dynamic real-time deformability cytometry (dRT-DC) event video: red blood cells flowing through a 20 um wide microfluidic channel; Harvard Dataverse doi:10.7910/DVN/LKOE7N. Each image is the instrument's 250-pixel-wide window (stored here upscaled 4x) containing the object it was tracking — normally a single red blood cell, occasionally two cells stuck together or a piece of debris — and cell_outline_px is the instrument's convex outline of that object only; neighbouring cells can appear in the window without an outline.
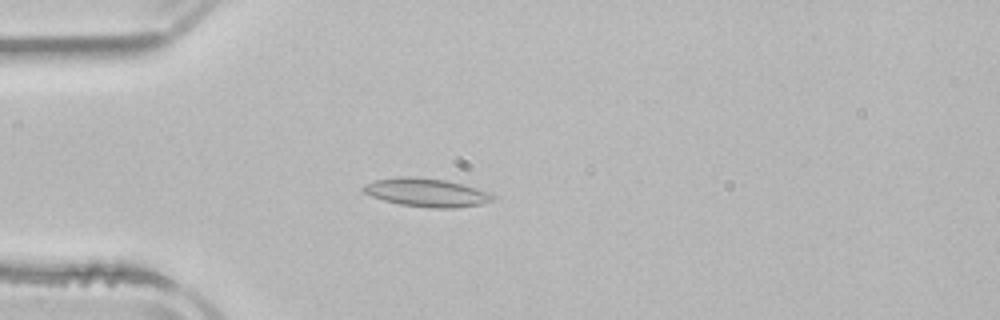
{"species": "common noctule bat (a hibernating species)", "species_latin": "Nyctalus noctula", "temperature_condition": "room temperature", "stored_images_in_passage": 2, "camera_frame_rate_fps": 3000, "um_per_image_px": 0.085, "animal": {"sex": "male", "body_mass_g": 21.5, "forearm_length_mm": 52.0}, "frame": {"image": 1, "passage_image": 2, "time_ms": 2.667, "image_size_px": [1000, 320], "cell_outline_px": [[496, 196], [492, 200], [480, 204], [452, 208], [428, 208], [400, 204], [384, 200], [372, 196], [364, 192], [360, 188], [364, 184], [376, 180], [400, 176], [412, 176], [444, 180], [492, 192]], "centroid_in_image_um": [36.24, 16.36], "position_along_channel_um": 48.8, "area_um2": 21.33}}